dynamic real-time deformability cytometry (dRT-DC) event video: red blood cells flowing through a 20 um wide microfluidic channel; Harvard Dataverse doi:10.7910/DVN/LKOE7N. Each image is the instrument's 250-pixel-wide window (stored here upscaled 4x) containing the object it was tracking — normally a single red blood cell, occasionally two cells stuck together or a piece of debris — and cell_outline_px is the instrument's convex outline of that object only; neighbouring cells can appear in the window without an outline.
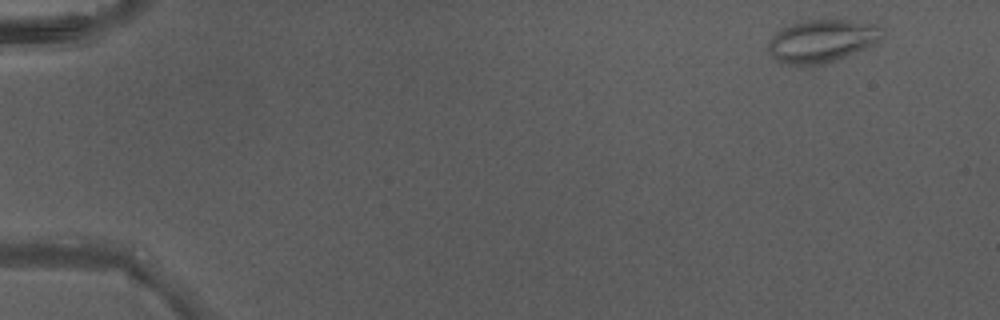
{"species": "Egyptian fruit bat (a non-hibernating species)", "species_latin": "Rousettus aegyptiacus", "temperature_condition": "warm", "stored_images_in_passage": 4, "camera_frame_rate_fps": 3000, "um_per_image_px": 0.085, "animal": {"sex": "male"}, "frame": {"image": 1, "passage_image": 1, "time_ms": 0.0, "image_size_px": [1000, 320], "cell_outline_px": [[880, 36], [876, 44], [824, 64], [780, 64], [768, 52], [768, 40], [776, 32], [800, 20], [848, 20], [876, 24], [880, 28]], "centroid_in_image_um": [69.81, 3.48], "position_along_channel_um": 15.2, "area_um2": 28.09}}
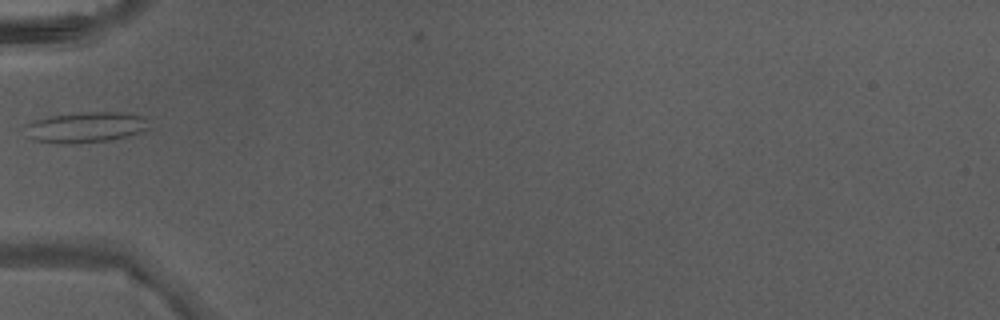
{"frame": {"image": 2, "passage_image": 4, "time_ms": 1.0, "image_size_px": [1000, 320], "cell_outline_px": [[148, 128], [124, 136], [108, 140], [36, 140], [28, 136], [20, 128], [24, 124], [32, 120], [52, 116], [88, 112], [116, 112], [148, 116]], "centroid_in_image_um": [7.27, 10.74], "position_along_channel_um": 77.7, "area_um2": 20.87}}